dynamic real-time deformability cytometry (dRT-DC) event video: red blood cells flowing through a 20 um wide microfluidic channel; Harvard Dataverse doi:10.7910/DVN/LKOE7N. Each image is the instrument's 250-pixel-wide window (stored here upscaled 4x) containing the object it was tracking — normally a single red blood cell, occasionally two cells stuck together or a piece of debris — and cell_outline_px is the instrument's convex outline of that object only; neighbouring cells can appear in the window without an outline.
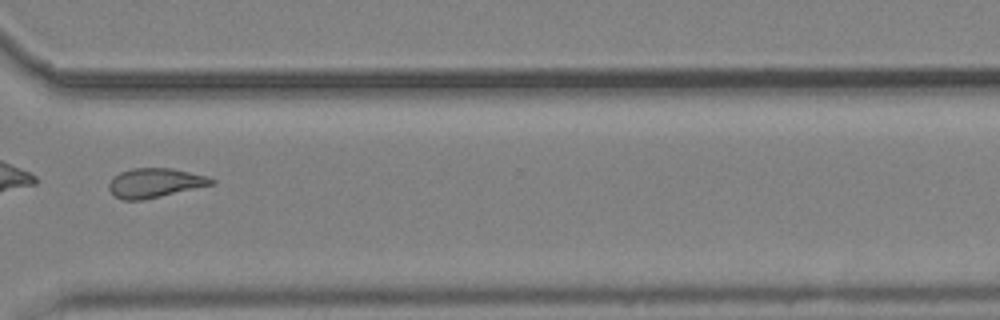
{"species": "common noctule bat (a hibernating species)", "species_latin": "Nyctalus noctula", "temperature_condition": "cold", "stored_images_in_passage": 55, "camera_frame_rate_fps": 3000, "um_per_image_px": 0.085, "animal": {"sex": "male", "body_mass_g": 19.2, "forearm_length_mm": 51.8}, "frame": {"image": 1, "passage_image": 43, "time_ms": 14.0, "image_size_px": [1000, 320], "cell_outline_px": [[216, 184], [144, 200], [124, 200], [116, 196], [108, 188], [108, 184], [120, 172], [132, 168], [172, 168], [208, 176], [216, 180]], "centroid_in_image_um": [13.23, 15.54], "position_along_channel_um": 357.4, "area_um2": 17.57}, "authors_computed_cell_mechanics": {"area_um2": 17.9758, "velocity_mm_per_s": 3.6616, "shape_relaxation_time_tau1_ms": null, "shape_relaxation_time_tau2_ms": 8.4638, "deformation_change_tau1": null, "deformation_change_tau2": 0.1767}}